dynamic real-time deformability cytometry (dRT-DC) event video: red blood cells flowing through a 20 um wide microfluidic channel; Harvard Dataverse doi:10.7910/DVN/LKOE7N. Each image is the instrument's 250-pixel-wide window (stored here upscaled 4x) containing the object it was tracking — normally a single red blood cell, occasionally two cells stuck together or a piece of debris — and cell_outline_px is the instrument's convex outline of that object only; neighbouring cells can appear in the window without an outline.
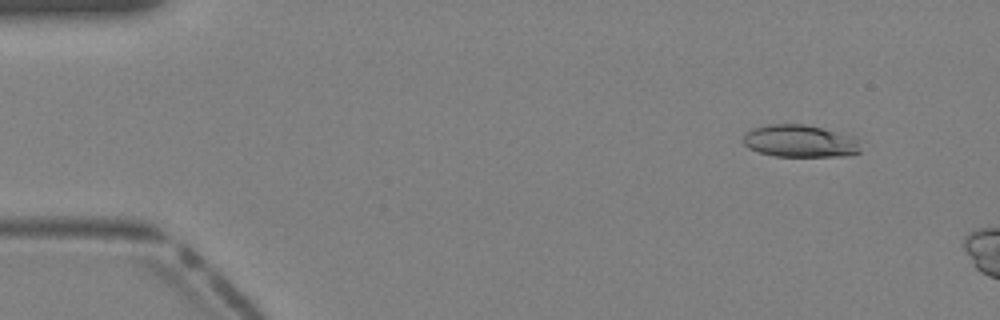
{"species": "Egyptian fruit bat (a non-hibernating species)", "species_latin": "Rousettus aegyptiacus", "temperature_condition": "warm", "stored_images_in_passage": 8, "camera_frame_rate_fps": 3000, "um_per_image_px": 0.085, "animal": {"sex": "female"}, "frame": {"image": 1, "passage_image": 4, "time_ms": 1.0, "image_size_px": [1000, 320], "cell_outline_px": [[860, 152], [844, 156], [776, 156], [760, 152], [748, 148], [744, 144], [744, 136], [752, 128], [768, 124], [804, 124], [856, 136], [860, 148]], "centroid_in_image_um": [68.02, 11.99], "position_along_channel_um": 17.0, "area_um2": 22.08}}